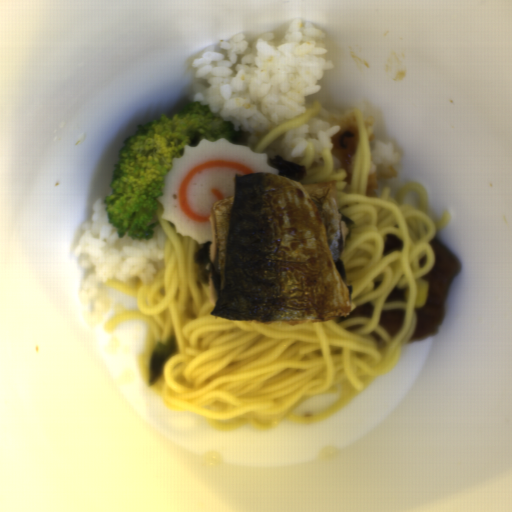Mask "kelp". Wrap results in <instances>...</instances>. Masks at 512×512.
I'll return each mask as SVG.
<instances>
[{
	"instance_id": "99668d17",
	"label": "kelp",
	"mask_w": 512,
	"mask_h": 512,
	"mask_svg": "<svg viewBox=\"0 0 512 512\" xmlns=\"http://www.w3.org/2000/svg\"><path fill=\"white\" fill-rule=\"evenodd\" d=\"M179 344L176 336H168L164 342L157 341L150 354L148 364L147 386L154 385L163 375L166 364L178 353Z\"/></svg>"
},
{
	"instance_id": "cf089659",
	"label": "kelp",
	"mask_w": 512,
	"mask_h": 512,
	"mask_svg": "<svg viewBox=\"0 0 512 512\" xmlns=\"http://www.w3.org/2000/svg\"><path fill=\"white\" fill-rule=\"evenodd\" d=\"M266 163L277 169V175L297 180L299 183L307 176V168L305 165L285 160L280 155H276L266 161Z\"/></svg>"
},
{
	"instance_id": "604fcf36",
	"label": "kelp",
	"mask_w": 512,
	"mask_h": 512,
	"mask_svg": "<svg viewBox=\"0 0 512 512\" xmlns=\"http://www.w3.org/2000/svg\"><path fill=\"white\" fill-rule=\"evenodd\" d=\"M212 242L213 240L204 243L201 249L194 253L193 256L194 263H196L199 266L198 279L206 287H209L210 247Z\"/></svg>"
}]
</instances>
